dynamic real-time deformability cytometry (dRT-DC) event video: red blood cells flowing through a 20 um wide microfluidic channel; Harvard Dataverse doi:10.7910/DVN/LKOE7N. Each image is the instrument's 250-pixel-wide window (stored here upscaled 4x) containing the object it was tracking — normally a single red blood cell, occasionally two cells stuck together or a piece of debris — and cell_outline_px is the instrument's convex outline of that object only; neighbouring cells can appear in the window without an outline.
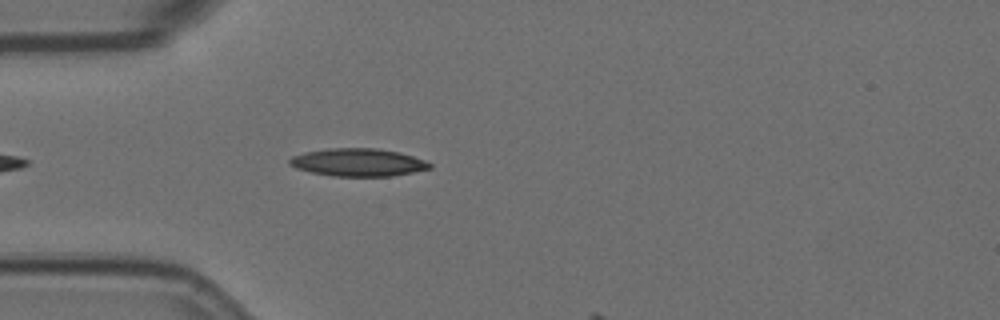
{"species": "Egyptian fruit bat (a non-hibernating species)", "species_latin": "Rousettus aegyptiacus", "temperature_condition": "room temperature", "stored_images_in_passage": 8, "camera_frame_rate_fps": 3000, "um_per_image_px": 0.085, "animal": {"sex": "female"}, "frame": {"image": 1, "passage_image": 5, "time_ms": 1.333, "image_size_px": [1000, 320], "cell_outline_px": [[432, 168], [392, 176], [332, 176], [312, 172], [296, 168], [288, 164], [288, 160], [292, 156], [304, 152], [328, 148], [376, 148], [400, 152], [424, 160], [432, 164]], "centroid_in_image_um": [30.42, 13.79], "position_along_channel_um": 54.6, "area_um2": 22.72}}